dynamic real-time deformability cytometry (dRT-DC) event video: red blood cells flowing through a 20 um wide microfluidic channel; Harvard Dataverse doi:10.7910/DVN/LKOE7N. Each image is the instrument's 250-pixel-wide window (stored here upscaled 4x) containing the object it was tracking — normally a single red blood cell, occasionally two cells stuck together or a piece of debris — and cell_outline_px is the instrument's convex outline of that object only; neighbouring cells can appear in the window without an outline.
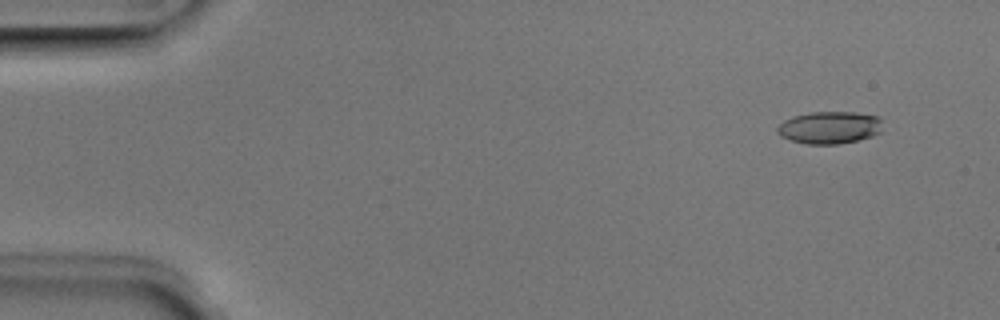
{"species": "Egyptian fruit bat (a non-hibernating species)", "species_latin": "Rousettus aegyptiacus", "temperature_condition": "room temperature", "stored_images_in_passage": 51, "camera_frame_rate_fps": 3000, "um_per_image_px": 0.085, "animal": {"sex": "male"}, "frame": {"image": 1, "passage_image": 4, "time_ms": 1.0, "image_size_px": [1000, 320], "cell_outline_px": [[880, 132], [872, 136], [856, 140], [836, 144], [808, 144], [792, 140], [780, 136], [776, 132], [776, 128], [784, 120], [792, 116], [812, 112], [856, 112], [876, 116], [880, 120]], "centroid_in_image_um": [70.46, 10.83], "position_along_channel_um": 14.5, "area_um2": 19.65}}
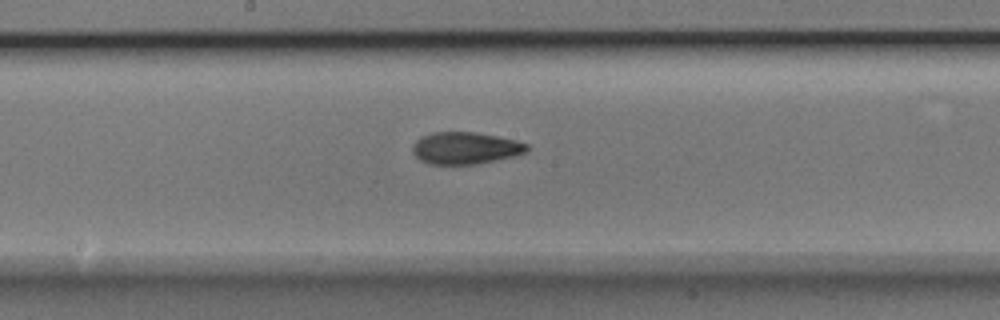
{"frame": {"image": 2, "passage_image": 27, "time_ms": 8.667, "image_size_px": [1000, 320], "cell_outline_px": [[528, 148], [524, 152], [512, 156], [476, 164], [428, 164], [420, 160], [412, 152], [412, 144], [420, 136], [432, 132], [476, 132], [516, 140], [528, 144]], "centroid_in_image_um": [39.49, 12.58], "position_along_channel_um": 208.7, "area_um2": 21.27}}
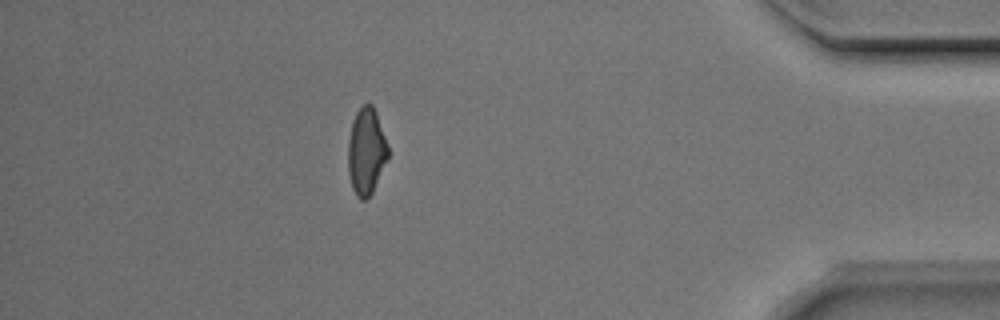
{"frame": {"image": 3, "passage_image": 45, "time_ms": 14.667, "image_size_px": [1000, 320], "cell_outline_px": [[388, 156], [372, 192], [364, 200], [360, 200], [356, 196], [352, 188], [348, 172], [348, 140], [352, 120], [356, 112], [364, 104], [372, 104], [376, 112], [388, 144]], "centroid_in_image_um": [31.11, 12.85], "position_along_channel_um": 404.1, "area_um2": 20.11}, "authors_computed_cell_mechanics": {"area_um2": 20.519, "velocity_mm_per_s": 3.9928, "shape_relaxation_time_tau1_ms": 4.6938, "shape_relaxation_time_tau2_ms": 2.2645, "deformation_change_tau1": 0.1576, "deformation_change_tau2": 0.0853}}